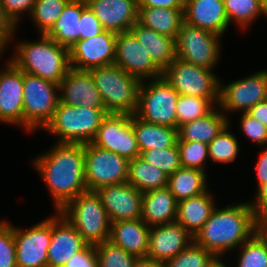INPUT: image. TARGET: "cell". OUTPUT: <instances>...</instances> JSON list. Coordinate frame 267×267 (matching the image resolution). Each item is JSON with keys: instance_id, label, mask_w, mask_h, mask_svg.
I'll return each instance as SVG.
<instances>
[{"instance_id": "38", "label": "cell", "mask_w": 267, "mask_h": 267, "mask_svg": "<svg viewBox=\"0 0 267 267\" xmlns=\"http://www.w3.org/2000/svg\"><path fill=\"white\" fill-rule=\"evenodd\" d=\"M238 251L235 267H267V244L257 232Z\"/></svg>"}, {"instance_id": "43", "label": "cell", "mask_w": 267, "mask_h": 267, "mask_svg": "<svg viewBox=\"0 0 267 267\" xmlns=\"http://www.w3.org/2000/svg\"><path fill=\"white\" fill-rule=\"evenodd\" d=\"M0 267H17L14 224L0 220Z\"/></svg>"}, {"instance_id": "46", "label": "cell", "mask_w": 267, "mask_h": 267, "mask_svg": "<svg viewBox=\"0 0 267 267\" xmlns=\"http://www.w3.org/2000/svg\"><path fill=\"white\" fill-rule=\"evenodd\" d=\"M79 22L80 40L93 38L94 36L99 35L103 31H105L98 18L88 6L82 11Z\"/></svg>"}, {"instance_id": "41", "label": "cell", "mask_w": 267, "mask_h": 267, "mask_svg": "<svg viewBox=\"0 0 267 267\" xmlns=\"http://www.w3.org/2000/svg\"><path fill=\"white\" fill-rule=\"evenodd\" d=\"M140 157L149 164H153L162 170L168 176L172 175L177 169L182 167L177 143L172 147L142 151Z\"/></svg>"}, {"instance_id": "17", "label": "cell", "mask_w": 267, "mask_h": 267, "mask_svg": "<svg viewBox=\"0 0 267 267\" xmlns=\"http://www.w3.org/2000/svg\"><path fill=\"white\" fill-rule=\"evenodd\" d=\"M117 34L103 31L93 38L77 41L70 49V67L86 70L114 64Z\"/></svg>"}, {"instance_id": "30", "label": "cell", "mask_w": 267, "mask_h": 267, "mask_svg": "<svg viewBox=\"0 0 267 267\" xmlns=\"http://www.w3.org/2000/svg\"><path fill=\"white\" fill-rule=\"evenodd\" d=\"M228 123L229 119L216 106L205 117L179 126L178 141H199L209 144Z\"/></svg>"}, {"instance_id": "42", "label": "cell", "mask_w": 267, "mask_h": 267, "mask_svg": "<svg viewBox=\"0 0 267 267\" xmlns=\"http://www.w3.org/2000/svg\"><path fill=\"white\" fill-rule=\"evenodd\" d=\"M216 256L192 242L187 248L183 249L174 258L166 261L164 267H208Z\"/></svg>"}, {"instance_id": "19", "label": "cell", "mask_w": 267, "mask_h": 267, "mask_svg": "<svg viewBox=\"0 0 267 267\" xmlns=\"http://www.w3.org/2000/svg\"><path fill=\"white\" fill-rule=\"evenodd\" d=\"M96 192L111 223L142 217L143 193L128 182L105 186Z\"/></svg>"}, {"instance_id": "37", "label": "cell", "mask_w": 267, "mask_h": 267, "mask_svg": "<svg viewBox=\"0 0 267 267\" xmlns=\"http://www.w3.org/2000/svg\"><path fill=\"white\" fill-rule=\"evenodd\" d=\"M95 248L98 255L97 267H134L139 260L109 239L95 245Z\"/></svg>"}, {"instance_id": "25", "label": "cell", "mask_w": 267, "mask_h": 267, "mask_svg": "<svg viewBox=\"0 0 267 267\" xmlns=\"http://www.w3.org/2000/svg\"><path fill=\"white\" fill-rule=\"evenodd\" d=\"M211 192L208 188L200 195L178 201L176 221L193 236L202 228L217 206L216 197Z\"/></svg>"}, {"instance_id": "28", "label": "cell", "mask_w": 267, "mask_h": 267, "mask_svg": "<svg viewBox=\"0 0 267 267\" xmlns=\"http://www.w3.org/2000/svg\"><path fill=\"white\" fill-rule=\"evenodd\" d=\"M87 7L86 0H70L52 28L46 33L59 45L71 48L80 40V18Z\"/></svg>"}, {"instance_id": "3", "label": "cell", "mask_w": 267, "mask_h": 267, "mask_svg": "<svg viewBox=\"0 0 267 267\" xmlns=\"http://www.w3.org/2000/svg\"><path fill=\"white\" fill-rule=\"evenodd\" d=\"M13 35L9 59L23 72L60 84L70 67L69 48L59 45L46 34L37 40H16ZM39 38V39H38ZM17 41V42H16Z\"/></svg>"}, {"instance_id": "1", "label": "cell", "mask_w": 267, "mask_h": 267, "mask_svg": "<svg viewBox=\"0 0 267 267\" xmlns=\"http://www.w3.org/2000/svg\"><path fill=\"white\" fill-rule=\"evenodd\" d=\"M42 178L55 212L87 191L84 144L55 143L30 161Z\"/></svg>"}, {"instance_id": "2", "label": "cell", "mask_w": 267, "mask_h": 267, "mask_svg": "<svg viewBox=\"0 0 267 267\" xmlns=\"http://www.w3.org/2000/svg\"><path fill=\"white\" fill-rule=\"evenodd\" d=\"M236 203V204H235ZM256 232V216L249 200L215 207L209 219L195 234L194 242L225 257L237 249Z\"/></svg>"}, {"instance_id": "40", "label": "cell", "mask_w": 267, "mask_h": 267, "mask_svg": "<svg viewBox=\"0 0 267 267\" xmlns=\"http://www.w3.org/2000/svg\"><path fill=\"white\" fill-rule=\"evenodd\" d=\"M182 167H189L204 171L210 162L208 144L199 141H177Z\"/></svg>"}, {"instance_id": "8", "label": "cell", "mask_w": 267, "mask_h": 267, "mask_svg": "<svg viewBox=\"0 0 267 267\" xmlns=\"http://www.w3.org/2000/svg\"><path fill=\"white\" fill-rule=\"evenodd\" d=\"M214 71L176 58L162 71V78L180 95L205 98L216 107L220 101L221 78Z\"/></svg>"}, {"instance_id": "50", "label": "cell", "mask_w": 267, "mask_h": 267, "mask_svg": "<svg viewBox=\"0 0 267 267\" xmlns=\"http://www.w3.org/2000/svg\"><path fill=\"white\" fill-rule=\"evenodd\" d=\"M255 193V198L249 200V202L254 211L255 216H257L264 208L267 207V182L261 185L255 191Z\"/></svg>"}, {"instance_id": "55", "label": "cell", "mask_w": 267, "mask_h": 267, "mask_svg": "<svg viewBox=\"0 0 267 267\" xmlns=\"http://www.w3.org/2000/svg\"><path fill=\"white\" fill-rule=\"evenodd\" d=\"M223 258L225 257H215L208 267H230L231 264L228 266V261L224 262Z\"/></svg>"}, {"instance_id": "34", "label": "cell", "mask_w": 267, "mask_h": 267, "mask_svg": "<svg viewBox=\"0 0 267 267\" xmlns=\"http://www.w3.org/2000/svg\"><path fill=\"white\" fill-rule=\"evenodd\" d=\"M223 4L229 25L235 24L242 32L248 31L261 15L267 17L258 0H223Z\"/></svg>"}, {"instance_id": "4", "label": "cell", "mask_w": 267, "mask_h": 267, "mask_svg": "<svg viewBox=\"0 0 267 267\" xmlns=\"http://www.w3.org/2000/svg\"><path fill=\"white\" fill-rule=\"evenodd\" d=\"M107 114L105 108L76 107L59 101L43 130L56 137L55 143L87 144L92 142Z\"/></svg>"}, {"instance_id": "7", "label": "cell", "mask_w": 267, "mask_h": 267, "mask_svg": "<svg viewBox=\"0 0 267 267\" xmlns=\"http://www.w3.org/2000/svg\"><path fill=\"white\" fill-rule=\"evenodd\" d=\"M23 130L35 133L50 122L60 101L59 84L23 72Z\"/></svg>"}, {"instance_id": "10", "label": "cell", "mask_w": 267, "mask_h": 267, "mask_svg": "<svg viewBox=\"0 0 267 267\" xmlns=\"http://www.w3.org/2000/svg\"><path fill=\"white\" fill-rule=\"evenodd\" d=\"M222 40L216 33L183 22L175 39L176 56L187 63L214 70L222 56Z\"/></svg>"}, {"instance_id": "14", "label": "cell", "mask_w": 267, "mask_h": 267, "mask_svg": "<svg viewBox=\"0 0 267 267\" xmlns=\"http://www.w3.org/2000/svg\"><path fill=\"white\" fill-rule=\"evenodd\" d=\"M91 143L128 160L140 156L133 130V115L130 114L108 113Z\"/></svg>"}, {"instance_id": "16", "label": "cell", "mask_w": 267, "mask_h": 267, "mask_svg": "<svg viewBox=\"0 0 267 267\" xmlns=\"http://www.w3.org/2000/svg\"><path fill=\"white\" fill-rule=\"evenodd\" d=\"M23 71L9 58L0 68V122L23 129Z\"/></svg>"}, {"instance_id": "23", "label": "cell", "mask_w": 267, "mask_h": 267, "mask_svg": "<svg viewBox=\"0 0 267 267\" xmlns=\"http://www.w3.org/2000/svg\"><path fill=\"white\" fill-rule=\"evenodd\" d=\"M184 22L221 37L230 27L223 0H185Z\"/></svg>"}, {"instance_id": "27", "label": "cell", "mask_w": 267, "mask_h": 267, "mask_svg": "<svg viewBox=\"0 0 267 267\" xmlns=\"http://www.w3.org/2000/svg\"><path fill=\"white\" fill-rule=\"evenodd\" d=\"M148 51L153 62L163 71L177 58L175 39L159 34L136 22L130 29Z\"/></svg>"}, {"instance_id": "52", "label": "cell", "mask_w": 267, "mask_h": 267, "mask_svg": "<svg viewBox=\"0 0 267 267\" xmlns=\"http://www.w3.org/2000/svg\"><path fill=\"white\" fill-rule=\"evenodd\" d=\"M247 113L267 127V99L254 105Z\"/></svg>"}, {"instance_id": "33", "label": "cell", "mask_w": 267, "mask_h": 267, "mask_svg": "<svg viewBox=\"0 0 267 267\" xmlns=\"http://www.w3.org/2000/svg\"><path fill=\"white\" fill-rule=\"evenodd\" d=\"M142 193L168 186V175L140 156L129 160L128 180Z\"/></svg>"}, {"instance_id": "5", "label": "cell", "mask_w": 267, "mask_h": 267, "mask_svg": "<svg viewBox=\"0 0 267 267\" xmlns=\"http://www.w3.org/2000/svg\"><path fill=\"white\" fill-rule=\"evenodd\" d=\"M107 113L133 115L138 107L141 80L116 64L89 70Z\"/></svg>"}, {"instance_id": "24", "label": "cell", "mask_w": 267, "mask_h": 267, "mask_svg": "<svg viewBox=\"0 0 267 267\" xmlns=\"http://www.w3.org/2000/svg\"><path fill=\"white\" fill-rule=\"evenodd\" d=\"M149 232L150 226L141 218L112 222L109 240L139 259H146Z\"/></svg>"}, {"instance_id": "49", "label": "cell", "mask_w": 267, "mask_h": 267, "mask_svg": "<svg viewBox=\"0 0 267 267\" xmlns=\"http://www.w3.org/2000/svg\"><path fill=\"white\" fill-rule=\"evenodd\" d=\"M260 155L257 157V162L253 167L256 175V189L267 182V147H261Z\"/></svg>"}, {"instance_id": "31", "label": "cell", "mask_w": 267, "mask_h": 267, "mask_svg": "<svg viewBox=\"0 0 267 267\" xmlns=\"http://www.w3.org/2000/svg\"><path fill=\"white\" fill-rule=\"evenodd\" d=\"M133 130L140 153L155 148L172 147L178 141V129L146 122L133 114Z\"/></svg>"}, {"instance_id": "6", "label": "cell", "mask_w": 267, "mask_h": 267, "mask_svg": "<svg viewBox=\"0 0 267 267\" xmlns=\"http://www.w3.org/2000/svg\"><path fill=\"white\" fill-rule=\"evenodd\" d=\"M59 213L89 245L110 238L111 222L96 191H86L68 202Z\"/></svg>"}, {"instance_id": "51", "label": "cell", "mask_w": 267, "mask_h": 267, "mask_svg": "<svg viewBox=\"0 0 267 267\" xmlns=\"http://www.w3.org/2000/svg\"><path fill=\"white\" fill-rule=\"evenodd\" d=\"M138 7L184 8L185 0H137Z\"/></svg>"}, {"instance_id": "13", "label": "cell", "mask_w": 267, "mask_h": 267, "mask_svg": "<svg viewBox=\"0 0 267 267\" xmlns=\"http://www.w3.org/2000/svg\"><path fill=\"white\" fill-rule=\"evenodd\" d=\"M51 236L52 214L26 229L14 225L17 267H48Z\"/></svg>"}, {"instance_id": "12", "label": "cell", "mask_w": 267, "mask_h": 267, "mask_svg": "<svg viewBox=\"0 0 267 267\" xmlns=\"http://www.w3.org/2000/svg\"><path fill=\"white\" fill-rule=\"evenodd\" d=\"M267 99V69L251 73L230 83L220 80L219 109L230 120L231 113L248 112ZM229 114V115H228Z\"/></svg>"}, {"instance_id": "39", "label": "cell", "mask_w": 267, "mask_h": 267, "mask_svg": "<svg viewBox=\"0 0 267 267\" xmlns=\"http://www.w3.org/2000/svg\"><path fill=\"white\" fill-rule=\"evenodd\" d=\"M214 108L215 106L208 99L180 95L176 108L177 129L182 124L205 117Z\"/></svg>"}, {"instance_id": "44", "label": "cell", "mask_w": 267, "mask_h": 267, "mask_svg": "<svg viewBox=\"0 0 267 267\" xmlns=\"http://www.w3.org/2000/svg\"><path fill=\"white\" fill-rule=\"evenodd\" d=\"M239 116L238 129L242 135L260 148L267 147V127L247 112H240Z\"/></svg>"}, {"instance_id": "36", "label": "cell", "mask_w": 267, "mask_h": 267, "mask_svg": "<svg viewBox=\"0 0 267 267\" xmlns=\"http://www.w3.org/2000/svg\"><path fill=\"white\" fill-rule=\"evenodd\" d=\"M70 0H35L29 19L37 34H46Z\"/></svg>"}, {"instance_id": "57", "label": "cell", "mask_w": 267, "mask_h": 267, "mask_svg": "<svg viewBox=\"0 0 267 267\" xmlns=\"http://www.w3.org/2000/svg\"><path fill=\"white\" fill-rule=\"evenodd\" d=\"M258 2L263 7V9L267 12V0H258Z\"/></svg>"}, {"instance_id": "32", "label": "cell", "mask_w": 267, "mask_h": 267, "mask_svg": "<svg viewBox=\"0 0 267 267\" xmlns=\"http://www.w3.org/2000/svg\"><path fill=\"white\" fill-rule=\"evenodd\" d=\"M208 174L198 169L181 167L168 176V188L177 201L204 193L210 184Z\"/></svg>"}, {"instance_id": "53", "label": "cell", "mask_w": 267, "mask_h": 267, "mask_svg": "<svg viewBox=\"0 0 267 267\" xmlns=\"http://www.w3.org/2000/svg\"><path fill=\"white\" fill-rule=\"evenodd\" d=\"M256 228H267V207L256 216Z\"/></svg>"}, {"instance_id": "22", "label": "cell", "mask_w": 267, "mask_h": 267, "mask_svg": "<svg viewBox=\"0 0 267 267\" xmlns=\"http://www.w3.org/2000/svg\"><path fill=\"white\" fill-rule=\"evenodd\" d=\"M103 28L116 34L130 31L137 22V0H86Z\"/></svg>"}, {"instance_id": "20", "label": "cell", "mask_w": 267, "mask_h": 267, "mask_svg": "<svg viewBox=\"0 0 267 267\" xmlns=\"http://www.w3.org/2000/svg\"><path fill=\"white\" fill-rule=\"evenodd\" d=\"M52 236L48 247V267H63L87 243L59 212L52 213Z\"/></svg>"}, {"instance_id": "26", "label": "cell", "mask_w": 267, "mask_h": 267, "mask_svg": "<svg viewBox=\"0 0 267 267\" xmlns=\"http://www.w3.org/2000/svg\"><path fill=\"white\" fill-rule=\"evenodd\" d=\"M178 201L168 187L151 190L142 196L141 219L148 226L175 222Z\"/></svg>"}, {"instance_id": "45", "label": "cell", "mask_w": 267, "mask_h": 267, "mask_svg": "<svg viewBox=\"0 0 267 267\" xmlns=\"http://www.w3.org/2000/svg\"><path fill=\"white\" fill-rule=\"evenodd\" d=\"M35 0H1L5 15L18 28L22 18H29L34 8Z\"/></svg>"}, {"instance_id": "15", "label": "cell", "mask_w": 267, "mask_h": 267, "mask_svg": "<svg viewBox=\"0 0 267 267\" xmlns=\"http://www.w3.org/2000/svg\"><path fill=\"white\" fill-rule=\"evenodd\" d=\"M114 64L141 81L162 77V70L131 31L117 34Z\"/></svg>"}, {"instance_id": "29", "label": "cell", "mask_w": 267, "mask_h": 267, "mask_svg": "<svg viewBox=\"0 0 267 267\" xmlns=\"http://www.w3.org/2000/svg\"><path fill=\"white\" fill-rule=\"evenodd\" d=\"M137 22L173 39L184 22V8L138 7Z\"/></svg>"}, {"instance_id": "21", "label": "cell", "mask_w": 267, "mask_h": 267, "mask_svg": "<svg viewBox=\"0 0 267 267\" xmlns=\"http://www.w3.org/2000/svg\"><path fill=\"white\" fill-rule=\"evenodd\" d=\"M59 95L60 102L66 105L104 108L90 71L70 68L59 84Z\"/></svg>"}, {"instance_id": "48", "label": "cell", "mask_w": 267, "mask_h": 267, "mask_svg": "<svg viewBox=\"0 0 267 267\" xmlns=\"http://www.w3.org/2000/svg\"><path fill=\"white\" fill-rule=\"evenodd\" d=\"M16 29L18 28L5 15L0 0V58L5 57L3 54L12 45V38Z\"/></svg>"}, {"instance_id": "11", "label": "cell", "mask_w": 267, "mask_h": 267, "mask_svg": "<svg viewBox=\"0 0 267 267\" xmlns=\"http://www.w3.org/2000/svg\"><path fill=\"white\" fill-rule=\"evenodd\" d=\"M85 180L88 191L122 184L128 180L129 160L112 151L84 144Z\"/></svg>"}, {"instance_id": "9", "label": "cell", "mask_w": 267, "mask_h": 267, "mask_svg": "<svg viewBox=\"0 0 267 267\" xmlns=\"http://www.w3.org/2000/svg\"><path fill=\"white\" fill-rule=\"evenodd\" d=\"M179 93L164 78L143 80L135 115L142 120L177 128Z\"/></svg>"}, {"instance_id": "56", "label": "cell", "mask_w": 267, "mask_h": 267, "mask_svg": "<svg viewBox=\"0 0 267 267\" xmlns=\"http://www.w3.org/2000/svg\"><path fill=\"white\" fill-rule=\"evenodd\" d=\"M256 232L260 235V237L267 244V228H256Z\"/></svg>"}, {"instance_id": "54", "label": "cell", "mask_w": 267, "mask_h": 267, "mask_svg": "<svg viewBox=\"0 0 267 267\" xmlns=\"http://www.w3.org/2000/svg\"><path fill=\"white\" fill-rule=\"evenodd\" d=\"M134 267H164L162 263L150 261L147 259H139Z\"/></svg>"}, {"instance_id": "47", "label": "cell", "mask_w": 267, "mask_h": 267, "mask_svg": "<svg viewBox=\"0 0 267 267\" xmlns=\"http://www.w3.org/2000/svg\"><path fill=\"white\" fill-rule=\"evenodd\" d=\"M98 255L95 245L87 244L80 252L75 253L63 267H97Z\"/></svg>"}, {"instance_id": "35", "label": "cell", "mask_w": 267, "mask_h": 267, "mask_svg": "<svg viewBox=\"0 0 267 267\" xmlns=\"http://www.w3.org/2000/svg\"><path fill=\"white\" fill-rule=\"evenodd\" d=\"M231 120L221 132L208 144V153L211 163L230 164L239 157L240 142L232 128Z\"/></svg>"}, {"instance_id": "18", "label": "cell", "mask_w": 267, "mask_h": 267, "mask_svg": "<svg viewBox=\"0 0 267 267\" xmlns=\"http://www.w3.org/2000/svg\"><path fill=\"white\" fill-rule=\"evenodd\" d=\"M192 242L194 236L177 221L150 226L146 259L164 264Z\"/></svg>"}]
</instances>
